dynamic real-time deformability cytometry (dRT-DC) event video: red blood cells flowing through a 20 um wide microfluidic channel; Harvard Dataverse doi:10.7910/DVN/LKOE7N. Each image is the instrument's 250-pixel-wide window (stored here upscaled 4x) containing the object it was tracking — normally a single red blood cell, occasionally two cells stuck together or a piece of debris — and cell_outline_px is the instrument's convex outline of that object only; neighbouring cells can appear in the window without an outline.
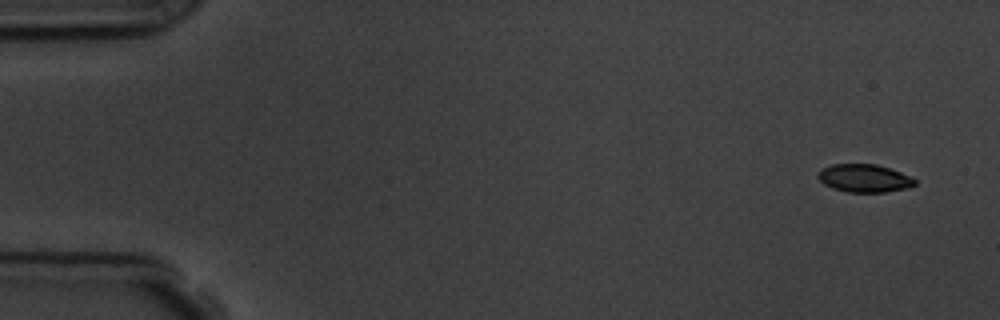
{"species": "common noctule bat (a hibernating species)", "species_latin": "Nyctalus noctula", "temperature_condition": "room temperature", "stored_images_in_passage": 5, "camera_frame_rate_fps": 3000, "um_per_image_px": 0.085, "animal": {"sex": "male", "body_mass_g": 19.5, "forearm_length_mm": 54.6}, "frame": {"image": 1, "passage_image": 1, "time_ms": 0.0, "image_size_px": [1000, 320], "cell_outline_px": [[916, 184], [908, 188], [884, 192], [848, 192], [832, 188], [824, 184], [816, 176], [824, 168], [832, 164], [876, 164], [900, 172], [916, 180]], "centroid_in_image_um": [73.46, 15.15], "position_along_channel_um": 11.5, "area_um2": 15.61}}
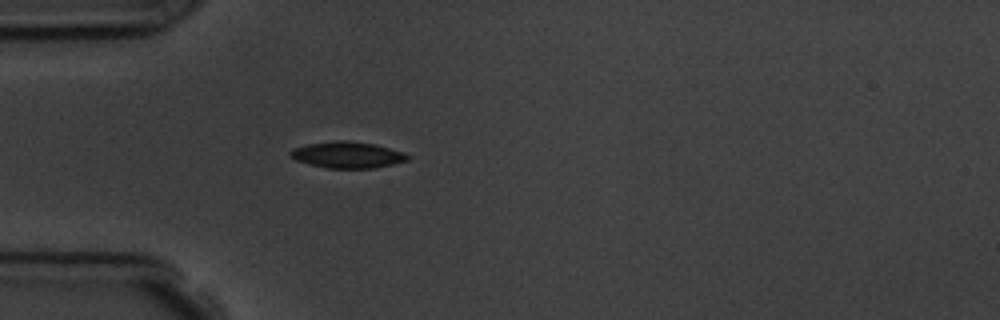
{"frame": {"image": 2, "passage_image": 5, "time_ms": 4.333, "image_size_px": [1000, 320], "cell_outline_px": [[408, 160], [376, 168], [328, 168], [296, 160], [288, 156], [288, 152], [292, 148], [308, 144], [336, 140], [348, 140], [376, 144], [404, 152], [408, 156]], "centroid_in_image_um": [29.51, 13.15], "position_along_channel_um": 55.5, "area_um2": 18.03}}